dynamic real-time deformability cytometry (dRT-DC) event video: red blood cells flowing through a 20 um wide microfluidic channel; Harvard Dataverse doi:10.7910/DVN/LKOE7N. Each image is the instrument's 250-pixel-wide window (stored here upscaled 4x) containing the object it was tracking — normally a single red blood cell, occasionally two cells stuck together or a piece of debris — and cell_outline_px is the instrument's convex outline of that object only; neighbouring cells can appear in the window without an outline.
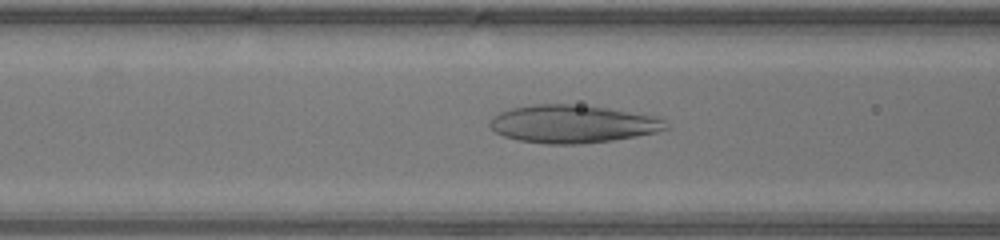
{"species": "human", "species_latin": "Homo sapiens", "temperature_condition": "warm", "stored_images_in_passage": 47, "camera_frame_rate_fps": 3000, "um_per_image_px": 0.085, "donor": {"sex": "male"}, "frame": {"image": 1, "passage_image": 18, "time_ms": 5.667, "image_size_px": [1000, 240], "cell_outline_px": [[668, 128], [656, 132], [636, 136], [612, 140], [580, 144], [544, 144], [520, 140], [504, 136], [496, 132], [488, 124], [500, 112], [512, 108], [532, 104], [580, 104], [664, 116]], "centroid_in_image_um": [48.76, 10.52], "position_along_channel_um": 117.8, "area_um2": 39.13}}
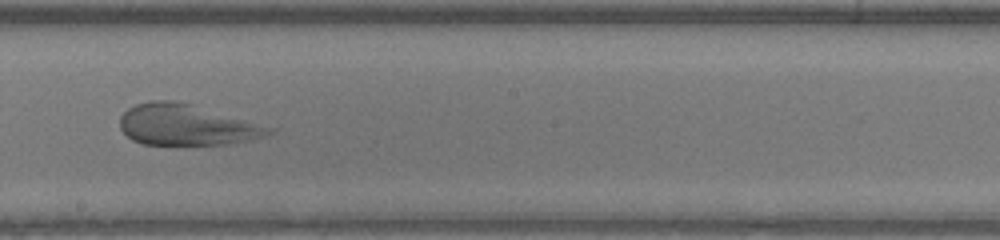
{"frame": {"image": 2, "passage_image": 26, "time_ms": 8.333, "image_size_px": [1000, 240], "cell_outline_px": [[276, 128], [272, 132], [260, 136], [244, 140], [224, 144], [144, 144], [132, 140], [120, 128], [120, 116], [128, 108], [136, 104], [152, 100], [172, 100], [188, 104]], "centroid_in_image_um": [15.77, 10.61], "position_along_channel_um": 232.4, "area_um2": 34.62}}
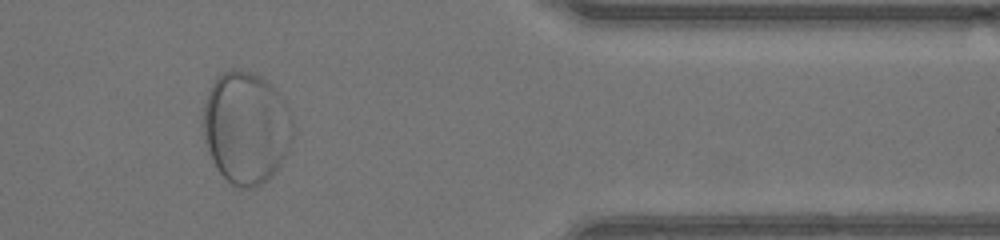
{"frame": {"image": 3, "passage_image": 39, "time_ms": 12.667, "image_size_px": [1000, 240], "cell_outline_px": [[292, 140], [284, 156], [272, 176], [268, 180], [252, 188], [244, 188], [232, 184], [220, 172], [212, 160], [204, 136], [204, 104], [208, 92], [216, 76], [220, 72], [232, 68], [248, 72], [260, 76], [284, 100], [292, 120]], "centroid_in_image_um": [20.9, 10.84], "position_along_channel_um": 390.5, "area_um2": 57.92}}